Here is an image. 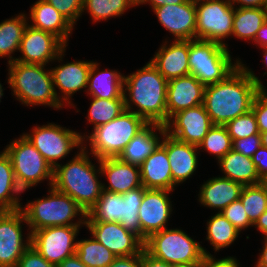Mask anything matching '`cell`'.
Here are the masks:
<instances>
[{
    "mask_svg": "<svg viewBox=\"0 0 267 267\" xmlns=\"http://www.w3.org/2000/svg\"><path fill=\"white\" fill-rule=\"evenodd\" d=\"M233 142L224 125H214L198 148L215 155L217 162L232 150Z\"/></svg>",
    "mask_w": 267,
    "mask_h": 267,
    "instance_id": "obj_40",
    "label": "cell"
},
{
    "mask_svg": "<svg viewBox=\"0 0 267 267\" xmlns=\"http://www.w3.org/2000/svg\"><path fill=\"white\" fill-rule=\"evenodd\" d=\"M261 89V79L241 62L224 80L205 86L203 105L214 125H225L249 112Z\"/></svg>",
    "mask_w": 267,
    "mask_h": 267,
    "instance_id": "obj_1",
    "label": "cell"
},
{
    "mask_svg": "<svg viewBox=\"0 0 267 267\" xmlns=\"http://www.w3.org/2000/svg\"><path fill=\"white\" fill-rule=\"evenodd\" d=\"M142 186L146 189L173 191V179L166 149L159 143L139 165Z\"/></svg>",
    "mask_w": 267,
    "mask_h": 267,
    "instance_id": "obj_26",
    "label": "cell"
},
{
    "mask_svg": "<svg viewBox=\"0 0 267 267\" xmlns=\"http://www.w3.org/2000/svg\"><path fill=\"white\" fill-rule=\"evenodd\" d=\"M261 145V135H251L246 138L234 140L232 149L244 156L252 158Z\"/></svg>",
    "mask_w": 267,
    "mask_h": 267,
    "instance_id": "obj_46",
    "label": "cell"
},
{
    "mask_svg": "<svg viewBox=\"0 0 267 267\" xmlns=\"http://www.w3.org/2000/svg\"><path fill=\"white\" fill-rule=\"evenodd\" d=\"M221 213L241 232L249 227H253V223L247 216L243 204L240 199L232 202Z\"/></svg>",
    "mask_w": 267,
    "mask_h": 267,
    "instance_id": "obj_42",
    "label": "cell"
},
{
    "mask_svg": "<svg viewBox=\"0 0 267 267\" xmlns=\"http://www.w3.org/2000/svg\"><path fill=\"white\" fill-rule=\"evenodd\" d=\"M263 249L259 254L255 267H267V240H264Z\"/></svg>",
    "mask_w": 267,
    "mask_h": 267,
    "instance_id": "obj_56",
    "label": "cell"
},
{
    "mask_svg": "<svg viewBox=\"0 0 267 267\" xmlns=\"http://www.w3.org/2000/svg\"><path fill=\"white\" fill-rule=\"evenodd\" d=\"M48 192L45 198L28 201L25 207H21L26 218L27 230H30L27 232L32 233L52 226L85 225L87 214L75 200L53 187H50ZM76 217L77 221L74 220Z\"/></svg>",
    "mask_w": 267,
    "mask_h": 267,
    "instance_id": "obj_6",
    "label": "cell"
},
{
    "mask_svg": "<svg viewBox=\"0 0 267 267\" xmlns=\"http://www.w3.org/2000/svg\"><path fill=\"white\" fill-rule=\"evenodd\" d=\"M152 11L159 23L173 34L174 41L196 39V0L163 5Z\"/></svg>",
    "mask_w": 267,
    "mask_h": 267,
    "instance_id": "obj_19",
    "label": "cell"
},
{
    "mask_svg": "<svg viewBox=\"0 0 267 267\" xmlns=\"http://www.w3.org/2000/svg\"><path fill=\"white\" fill-rule=\"evenodd\" d=\"M121 216V194L103 190L95 205L88 211L86 222H118Z\"/></svg>",
    "mask_w": 267,
    "mask_h": 267,
    "instance_id": "obj_35",
    "label": "cell"
},
{
    "mask_svg": "<svg viewBox=\"0 0 267 267\" xmlns=\"http://www.w3.org/2000/svg\"><path fill=\"white\" fill-rule=\"evenodd\" d=\"M45 65L8 63V85L12 95L26 107L44 105L56 109L65 107L57 98L50 69Z\"/></svg>",
    "mask_w": 267,
    "mask_h": 267,
    "instance_id": "obj_4",
    "label": "cell"
},
{
    "mask_svg": "<svg viewBox=\"0 0 267 267\" xmlns=\"http://www.w3.org/2000/svg\"><path fill=\"white\" fill-rule=\"evenodd\" d=\"M167 84L168 81L150 61L136 72L124 75L125 109L142 117L148 124L164 126L167 123Z\"/></svg>",
    "mask_w": 267,
    "mask_h": 267,
    "instance_id": "obj_2",
    "label": "cell"
},
{
    "mask_svg": "<svg viewBox=\"0 0 267 267\" xmlns=\"http://www.w3.org/2000/svg\"><path fill=\"white\" fill-rule=\"evenodd\" d=\"M252 160L261 179L267 174V148L261 145L254 153Z\"/></svg>",
    "mask_w": 267,
    "mask_h": 267,
    "instance_id": "obj_48",
    "label": "cell"
},
{
    "mask_svg": "<svg viewBox=\"0 0 267 267\" xmlns=\"http://www.w3.org/2000/svg\"><path fill=\"white\" fill-rule=\"evenodd\" d=\"M164 132V126L148 124L126 145L118 158L126 163L140 165L160 143Z\"/></svg>",
    "mask_w": 267,
    "mask_h": 267,
    "instance_id": "obj_28",
    "label": "cell"
},
{
    "mask_svg": "<svg viewBox=\"0 0 267 267\" xmlns=\"http://www.w3.org/2000/svg\"><path fill=\"white\" fill-rule=\"evenodd\" d=\"M82 226H52L33 231L31 245L50 263L60 264L76 254L77 236Z\"/></svg>",
    "mask_w": 267,
    "mask_h": 267,
    "instance_id": "obj_12",
    "label": "cell"
},
{
    "mask_svg": "<svg viewBox=\"0 0 267 267\" xmlns=\"http://www.w3.org/2000/svg\"><path fill=\"white\" fill-rule=\"evenodd\" d=\"M57 267H87V266L80 261L79 257L76 254H74L66 258L60 264H58Z\"/></svg>",
    "mask_w": 267,
    "mask_h": 267,
    "instance_id": "obj_55",
    "label": "cell"
},
{
    "mask_svg": "<svg viewBox=\"0 0 267 267\" xmlns=\"http://www.w3.org/2000/svg\"><path fill=\"white\" fill-rule=\"evenodd\" d=\"M205 86L195 76L188 74L168 81L167 122L178 111L203 104Z\"/></svg>",
    "mask_w": 267,
    "mask_h": 267,
    "instance_id": "obj_21",
    "label": "cell"
},
{
    "mask_svg": "<svg viewBox=\"0 0 267 267\" xmlns=\"http://www.w3.org/2000/svg\"><path fill=\"white\" fill-rule=\"evenodd\" d=\"M253 42L255 43L256 47L259 45V48H267V16L263 25L257 31Z\"/></svg>",
    "mask_w": 267,
    "mask_h": 267,
    "instance_id": "obj_52",
    "label": "cell"
},
{
    "mask_svg": "<svg viewBox=\"0 0 267 267\" xmlns=\"http://www.w3.org/2000/svg\"><path fill=\"white\" fill-rule=\"evenodd\" d=\"M100 171L108 180V186L103 183V190L123 194L142 186L139 165L119 158H104L100 159Z\"/></svg>",
    "mask_w": 267,
    "mask_h": 267,
    "instance_id": "obj_23",
    "label": "cell"
},
{
    "mask_svg": "<svg viewBox=\"0 0 267 267\" xmlns=\"http://www.w3.org/2000/svg\"><path fill=\"white\" fill-rule=\"evenodd\" d=\"M175 267H201V262L189 265H175Z\"/></svg>",
    "mask_w": 267,
    "mask_h": 267,
    "instance_id": "obj_60",
    "label": "cell"
},
{
    "mask_svg": "<svg viewBox=\"0 0 267 267\" xmlns=\"http://www.w3.org/2000/svg\"><path fill=\"white\" fill-rule=\"evenodd\" d=\"M78 150L74 158L64 165L59 163L54 168L52 187L69 195L87 214L103 191V183L98 179L102 177L99 176L100 160L95 158L99 164L96 166L84 147Z\"/></svg>",
    "mask_w": 267,
    "mask_h": 267,
    "instance_id": "obj_3",
    "label": "cell"
},
{
    "mask_svg": "<svg viewBox=\"0 0 267 267\" xmlns=\"http://www.w3.org/2000/svg\"><path fill=\"white\" fill-rule=\"evenodd\" d=\"M185 1L186 0H136V6L147 3L153 9L168 4H181L184 3Z\"/></svg>",
    "mask_w": 267,
    "mask_h": 267,
    "instance_id": "obj_53",
    "label": "cell"
},
{
    "mask_svg": "<svg viewBox=\"0 0 267 267\" xmlns=\"http://www.w3.org/2000/svg\"><path fill=\"white\" fill-rule=\"evenodd\" d=\"M92 101L87 115V121L93 124V129L106 124L118 117L124 110V98L100 99L91 97Z\"/></svg>",
    "mask_w": 267,
    "mask_h": 267,
    "instance_id": "obj_38",
    "label": "cell"
},
{
    "mask_svg": "<svg viewBox=\"0 0 267 267\" xmlns=\"http://www.w3.org/2000/svg\"><path fill=\"white\" fill-rule=\"evenodd\" d=\"M266 16L267 8H235L232 38L253 42Z\"/></svg>",
    "mask_w": 267,
    "mask_h": 267,
    "instance_id": "obj_32",
    "label": "cell"
},
{
    "mask_svg": "<svg viewBox=\"0 0 267 267\" xmlns=\"http://www.w3.org/2000/svg\"><path fill=\"white\" fill-rule=\"evenodd\" d=\"M26 15L19 13L0 23V58L8 57V63L16 60L12 54L20 49L23 32L29 23Z\"/></svg>",
    "mask_w": 267,
    "mask_h": 267,
    "instance_id": "obj_31",
    "label": "cell"
},
{
    "mask_svg": "<svg viewBox=\"0 0 267 267\" xmlns=\"http://www.w3.org/2000/svg\"><path fill=\"white\" fill-rule=\"evenodd\" d=\"M4 90V88H3V86H2V83H0V102H1V99H2V96H3V91Z\"/></svg>",
    "mask_w": 267,
    "mask_h": 267,
    "instance_id": "obj_61",
    "label": "cell"
},
{
    "mask_svg": "<svg viewBox=\"0 0 267 267\" xmlns=\"http://www.w3.org/2000/svg\"><path fill=\"white\" fill-rule=\"evenodd\" d=\"M23 223L27 222L21 209L0 211V267H16L31 245L30 232L23 238Z\"/></svg>",
    "mask_w": 267,
    "mask_h": 267,
    "instance_id": "obj_13",
    "label": "cell"
},
{
    "mask_svg": "<svg viewBox=\"0 0 267 267\" xmlns=\"http://www.w3.org/2000/svg\"><path fill=\"white\" fill-rule=\"evenodd\" d=\"M230 3L236 6L235 8H267V0H230Z\"/></svg>",
    "mask_w": 267,
    "mask_h": 267,
    "instance_id": "obj_51",
    "label": "cell"
},
{
    "mask_svg": "<svg viewBox=\"0 0 267 267\" xmlns=\"http://www.w3.org/2000/svg\"><path fill=\"white\" fill-rule=\"evenodd\" d=\"M136 6V0H83V13L88 12L92 23L120 17L129 8Z\"/></svg>",
    "mask_w": 267,
    "mask_h": 267,
    "instance_id": "obj_36",
    "label": "cell"
},
{
    "mask_svg": "<svg viewBox=\"0 0 267 267\" xmlns=\"http://www.w3.org/2000/svg\"><path fill=\"white\" fill-rule=\"evenodd\" d=\"M260 184L264 187L265 191L267 192V174L261 178Z\"/></svg>",
    "mask_w": 267,
    "mask_h": 267,
    "instance_id": "obj_59",
    "label": "cell"
},
{
    "mask_svg": "<svg viewBox=\"0 0 267 267\" xmlns=\"http://www.w3.org/2000/svg\"><path fill=\"white\" fill-rule=\"evenodd\" d=\"M238 261L239 260L233 256L217 259L210 253L204 254L201 260V267H240V263Z\"/></svg>",
    "mask_w": 267,
    "mask_h": 267,
    "instance_id": "obj_47",
    "label": "cell"
},
{
    "mask_svg": "<svg viewBox=\"0 0 267 267\" xmlns=\"http://www.w3.org/2000/svg\"><path fill=\"white\" fill-rule=\"evenodd\" d=\"M144 250L152 257L173 265H189L201 262L210 252L178 228H165L151 234L144 242Z\"/></svg>",
    "mask_w": 267,
    "mask_h": 267,
    "instance_id": "obj_8",
    "label": "cell"
},
{
    "mask_svg": "<svg viewBox=\"0 0 267 267\" xmlns=\"http://www.w3.org/2000/svg\"><path fill=\"white\" fill-rule=\"evenodd\" d=\"M30 22L28 25L35 29L50 32L68 46L69 37L74 25L50 3L45 0H37L29 10Z\"/></svg>",
    "mask_w": 267,
    "mask_h": 267,
    "instance_id": "obj_24",
    "label": "cell"
},
{
    "mask_svg": "<svg viewBox=\"0 0 267 267\" xmlns=\"http://www.w3.org/2000/svg\"><path fill=\"white\" fill-rule=\"evenodd\" d=\"M21 193L23 191L16 182L11 160L3 150L0 152V211L21 209Z\"/></svg>",
    "mask_w": 267,
    "mask_h": 267,
    "instance_id": "obj_30",
    "label": "cell"
},
{
    "mask_svg": "<svg viewBox=\"0 0 267 267\" xmlns=\"http://www.w3.org/2000/svg\"><path fill=\"white\" fill-rule=\"evenodd\" d=\"M155 52L150 62L167 80L190 74L188 63L189 40L165 41Z\"/></svg>",
    "mask_w": 267,
    "mask_h": 267,
    "instance_id": "obj_22",
    "label": "cell"
},
{
    "mask_svg": "<svg viewBox=\"0 0 267 267\" xmlns=\"http://www.w3.org/2000/svg\"><path fill=\"white\" fill-rule=\"evenodd\" d=\"M200 187L198 202L204 207L218 210L219 213L240 198L243 185L229 178L216 176L206 180Z\"/></svg>",
    "mask_w": 267,
    "mask_h": 267,
    "instance_id": "obj_25",
    "label": "cell"
},
{
    "mask_svg": "<svg viewBox=\"0 0 267 267\" xmlns=\"http://www.w3.org/2000/svg\"><path fill=\"white\" fill-rule=\"evenodd\" d=\"M66 49L67 48L65 47L55 59V62L58 61L61 65L59 64L53 68L51 67L50 71L57 98L65 107L67 105L76 108L75 104L72 102V96L82 89H85L84 92H86L92 61L74 60L62 64L63 57L66 55ZM56 88L59 89V93H61L60 95Z\"/></svg>",
    "mask_w": 267,
    "mask_h": 267,
    "instance_id": "obj_14",
    "label": "cell"
},
{
    "mask_svg": "<svg viewBox=\"0 0 267 267\" xmlns=\"http://www.w3.org/2000/svg\"><path fill=\"white\" fill-rule=\"evenodd\" d=\"M147 125L142 117L125 109L112 121L94 128L89 135L84 133L83 147L99 160L118 158L126 145ZM88 145L91 152L87 148Z\"/></svg>",
    "mask_w": 267,
    "mask_h": 267,
    "instance_id": "obj_5",
    "label": "cell"
},
{
    "mask_svg": "<svg viewBox=\"0 0 267 267\" xmlns=\"http://www.w3.org/2000/svg\"><path fill=\"white\" fill-rule=\"evenodd\" d=\"M259 132H267V89H261L255 96L252 108Z\"/></svg>",
    "mask_w": 267,
    "mask_h": 267,
    "instance_id": "obj_44",
    "label": "cell"
},
{
    "mask_svg": "<svg viewBox=\"0 0 267 267\" xmlns=\"http://www.w3.org/2000/svg\"><path fill=\"white\" fill-rule=\"evenodd\" d=\"M100 63L92 61L88 76L87 96L100 99H117L123 97L124 75L117 70H100Z\"/></svg>",
    "mask_w": 267,
    "mask_h": 267,
    "instance_id": "obj_27",
    "label": "cell"
},
{
    "mask_svg": "<svg viewBox=\"0 0 267 267\" xmlns=\"http://www.w3.org/2000/svg\"><path fill=\"white\" fill-rule=\"evenodd\" d=\"M262 146L267 148V132L260 133Z\"/></svg>",
    "mask_w": 267,
    "mask_h": 267,
    "instance_id": "obj_58",
    "label": "cell"
},
{
    "mask_svg": "<svg viewBox=\"0 0 267 267\" xmlns=\"http://www.w3.org/2000/svg\"><path fill=\"white\" fill-rule=\"evenodd\" d=\"M172 191L146 189L143 194L142 204L139 207V221L142 230V241L153 233L165 228L172 214V201L169 197Z\"/></svg>",
    "mask_w": 267,
    "mask_h": 267,
    "instance_id": "obj_18",
    "label": "cell"
},
{
    "mask_svg": "<svg viewBox=\"0 0 267 267\" xmlns=\"http://www.w3.org/2000/svg\"><path fill=\"white\" fill-rule=\"evenodd\" d=\"M3 150L11 160L16 182L23 192L45 179L49 181V188L52 187L54 169L23 134Z\"/></svg>",
    "mask_w": 267,
    "mask_h": 267,
    "instance_id": "obj_9",
    "label": "cell"
},
{
    "mask_svg": "<svg viewBox=\"0 0 267 267\" xmlns=\"http://www.w3.org/2000/svg\"><path fill=\"white\" fill-rule=\"evenodd\" d=\"M239 199L253 224L263 212L267 211V192L260 183L243 186Z\"/></svg>",
    "mask_w": 267,
    "mask_h": 267,
    "instance_id": "obj_39",
    "label": "cell"
},
{
    "mask_svg": "<svg viewBox=\"0 0 267 267\" xmlns=\"http://www.w3.org/2000/svg\"><path fill=\"white\" fill-rule=\"evenodd\" d=\"M16 267H57L48 262L32 245L23 253Z\"/></svg>",
    "mask_w": 267,
    "mask_h": 267,
    "instance_id": "obj_45",
    "label": "cell"
},
{
    "mask_svg": "<svg viewBox=\"0 0 267 267\" xmlns=\"http://www.w3.org/2000/svg\"><path fill=\"white\" fill-rule=\"evenodd\" d=\"M141 267H175V265L158 260L143 250L141 252Z\"/></svg>",
    "mask_w": 267,
    "mask_h": 267,
    "instance_id": "obj_50",
    "label": "cell"
},
{
    "mask_svg": "<svg viewBox=\"0 0 267 267\" xmlns=\"http://www.w3.org/2000/svg\"><path fill=\"white\" fill-rule=\"evenodd\" d=\"M64 15L73 25L83 14V0H45Z\"/></svg>",
    "mask_w": 267,
    "mask_h": 267,
    "instance_id": "obj_43",
    "label": "cell"
},
{
    "mask_svg": "<svg viewBox=\"0 0 267 267\" xmlns=\"http://www.w3.org/2000/svg\"><path fill=\"white\" fill-rule=\"evenodd\" d=\"M90 238L77 241L76 255L87 267H108L117 256L93 237Z\"/></svg>",
    "mask_w": 267,
    "mask_h": 267,
    "instance_id": "obj_37",
    "label": "cell"
},
{
    "mask_svg": "<svg viewBox=\"0 0 267 267\" xmlns=\"http://www.w3.org/2000/svg\"><path fill=\"white\" fill-rule=\"evenodd\" d=\"M160 144L166 149L174 188L195 173L198 167V146L182 142L164 132Z\"/></svg>",
    "mask_w": 267,
    "mask_h": 267,
    "instance_id": "obj_20",
    "label": "cell"
},
{
    "mask_svg": "<svg viewBox=\"0 0 267 267\" xmlns=\"http://www.w3.org/2000/svg\"><path fill=\"white\" fill-rule=\"evenodd\" d=\"M214 126L203 104L178 111L164 125L165 132L176 139L199 146Z\"/></svg>",
    "mask_w": 267,
    "mask_h": 267,
    "instance_id": "obj_15",
    "label": "cell"
},
{
    "mask_svg": "<svg viewBox=\"0 0 267 267\" xmlns=\"http://www.w3.org/2000/svg\"><path fill=\"white\" fill-rule=\"evenodd\" d=\"M206 230V240L215 253L232 245L241 233L221 212L208 219Z\"/></svg>",
    "mask_w": 267,
    "mask_h": 267,
    "instance_id": "obj_33",
    "label": "cell"
},
{
    "mask_svg": "<svg viewBox=\"0 0 267 267\" xmlns=\"http://www.w3.org/2000/svg\"><path fill=\"white\" fill-rule=\"evenodd\" d=\"M146 188L137 189L121 194L120 224L128 231L134 233L142 240V230L139 221V207L142 204L143 194Z\"/></svg>",
    "mask_w": 267,
    "mask_h": 267,
    "instance_id": "obj_34",
    "label": "cell"
},
{
    "mask_svg": "<svg viewBox=\"0 0 267 267\" xmlns=\"http://www.w3.org/2000/svg\"><path fill=\"white\" fill-rule=\"evenodd\" d=\"M27 140L42 154L54 169L58 160L64 159L74 148H83L82 133L61 127L55 123L36 125L29 133H23Z\"/></svg>",
    "mask_w": 267,
    "mask_h": 267,
    "instance_id": "obj_10",
    "label": "cell"
},
{
    "mask_svg": "<svg viewBox=\"0 0 267 267\" xmlns=\"http://www.w3.org/2000/svg\"><path fill=\"white\" fill-rule=\"evenodd\" d=\"M91 236L119 256H134L144 250V242L118 222H85Z\"/></svg>",
    "mask_w": 267,
    "mask_h": 267,
    "instance_id": "obj_17",
    "label": "cell"
},
{
    "mask_svg": "<svg viewBox=\"0 0 267 267\" xmlns=\"http://www.w3.org/2000/svg\"><path fill=\"white\" fill-rule=\"evenodd\" d=\"M253 227L257 228V230L264 235V240H267V211L263 212L259 216L253 224Z\"/></svg>",
    "mask_w": 267,
    "mask_h": 267,
    "instance_id": "obj_54",
    "label": "cell"
},
{
    "mask_svg": "<svg viewBox=\"0 0 267 267\" xmlns=\"http://www.w3.org/2000/svg\"><path fill=\"white\" fill-rule=\"evenodd\" d=\"M235 7L230 0H196V39L225 45L232 35Z\"/></svg>",
    "mask_w": 267,
    "mask_h": 267,
    "instance_id": "obj_11",
    "label": "cell"
},
{
    "mask_svg": "<svg viewBox=\"0 0 267 267\" xmlns=\"http://www.w3.org/2000/svg\"><path fill=\"white\" fill-rule=\"evenodd\" d=\"M224 126L231 136L232 142L251 135H260L256 118L252 110L227 122Z\"/></svg>",
    "mask_w": 267,
    "mask_h": 267,
    "instance_id": "obj_41",
    "label": "cell"
},
{
    "mask_svg": "<svg viewBox=\"0 0 267 267\" xmlns=\"http://www.w3.org/2000/svg\"><path fill=\"white\" fill-rule=\"evenodd\" d=\"M262 52H263V57L264 59H262V61L264 62L263 64L265 65L266 69H267V48H261ZM267 71V70H266ZM267 72L263 73V76L266 75Z\"/></svg>",
    "mask_w": 267,
    "mask_h": 267,
    "instance_id": "obj_57",
    "label": "cell"
},
{
    "mask_svg": "<svg viewBox=\"0 0 267 267\" xmlns=\"http://www.w3.org/2000/svg\"><path fill=\"white\" fill-rule=\"evenodd\" d=\"M65 47L67 46L54 34L27 25L20 43L19 52L22 55L15 61L47 66L49 62L55 61Z\"/></svg>",
    "mask_w": 267,
    "mask_h": 267,
    "instance_id": "obj_16",
    "label": "cell"
},
{
    "mask_svg": "<svg viewBox=\"0 0 267 267\" xmlns=\"http://www.w3.org/2000/svg\"><path fill=\"white\" fill-rule=\"evenodd\" d=\"M217 163L221 168V172L225 175L223 177L241 183L243 186L259 184L261 181L252 158L244 156L233 149Z\"/></svg>",
    "mask_w": 267,
    "mask_h": 267,
    "instance_id": "obj_29",
    "label": "cell"
},
{
    "mask_svg": "<svg viewBox=\"0 0 267 267\" xmlns=\"http://www.w3.org/2000/svg\"><path fill=\"white\" fill-rule=\"evenodd\" d=\"M108 267H141V253L116 257Z\"/></svg>",
    "mask_w": 267,
    "mask_h": 267,
    "instance_id": "obj_49",
    "label": "cell"
},
{
    "mask_svg": "<svg viewBox=\"0 0 267 267\" xmlns=\"http://www.w3.org/2000/svg\"><path fill=\"white\" fill-rule=\"evenodd\" d=\"M230 53L227 46L217 42L200 39L189 40L190 74L204 86L224 80L242 62L240 58H236V61L233 62L234 59Z\"/></svg>",
    "mask_w": 267,
    "mask_h": 267,
    "instance_id": "obj_7",
    "label": "cell"
}]
</instances>
